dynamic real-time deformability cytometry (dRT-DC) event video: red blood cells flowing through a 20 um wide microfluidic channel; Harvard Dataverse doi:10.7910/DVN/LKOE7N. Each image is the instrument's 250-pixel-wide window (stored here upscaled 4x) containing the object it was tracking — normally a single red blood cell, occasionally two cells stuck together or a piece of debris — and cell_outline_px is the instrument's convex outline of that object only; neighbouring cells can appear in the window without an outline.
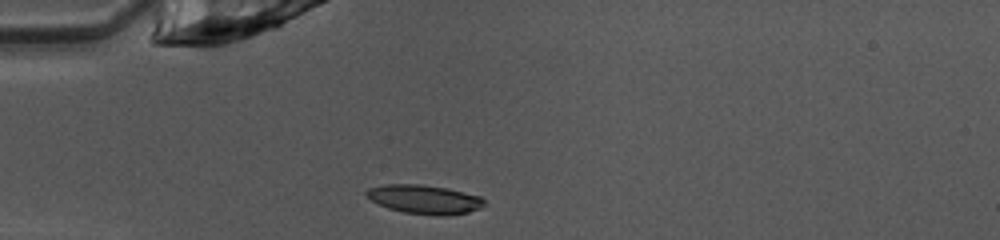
{"species": "common noctule bat (a hibernating species)", "species_latin": "Nyctalus noctula", "temperature_condition": "warm", "stored_images_in_passage": 37, "camera_frame_rate_fps": 3000, "um_per_image_px": 0.085, "animal": {"sex": "female", "body_mass_g": 10.0, "forearm_length_mm": 53.1}, "frame": {"image": 1, "passage_image": 1, "time_ms": 0.0, "image_size_px": [1000, 240], "cell_outline_px": [[484, 204], [480, 208], [468, 212], [444, 216], [436, 216], [404, 212], [388, 208], [372, 200], [364, 192], [368, 188], [384, 184], [420, 184], [448, 188], [480, 196], [484, 200]], "centroid_in_image_um": [36.08, 16.94], "position_along_channel_um": 48.9, "area_um2": 19.83}}
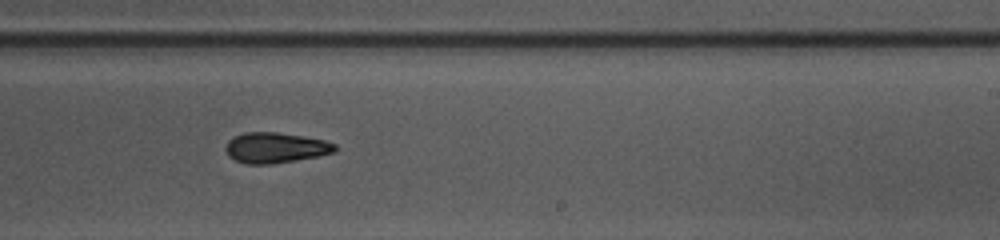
{"frame": {"image": 2, "passage_image": 18, "time_ms": 5.667, "image_size_px": [1000, 240], "cell_outline_px": [[336, 152], [316, 156], [272, 164], [244, 164], [228, 156], [224, 148], [228, 140], [232, 136], [244, 132], [276, 132], [304, 136], [324, 140], [336, 144]], "centroid_in_image_um": [23.37, 12.55], "position_along_channel_um": 265.6, "area_um2": 19.54}}
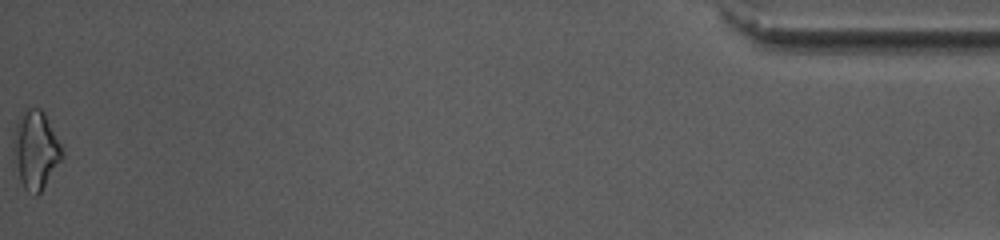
{"frame": {"image": 3, "passage_image": 37, "time_ms": 12.0, "image_size_px": [1000, 240], "cell_outline_px": [[64, 156], [40, 192], [36, 196], [24, 188], [12, 168], [12, 152], [16, 124], [24, 108], [40, 108], [44, 112], [64, 152]], "centroid_in_image_um": [2.98, 12.77], "position_along_channel_um": 432.2, "area_um2": 22.43}, "authors_computed_cell_mechanics": {"area_um2": 19.5364, "velocity_mm_per_s": 4.0645, "shape_relaxation_time_tau1_ms": 6.2611, "shape_relaxation_time_tau2_ms": 5.0564, "deformation_change_tau1": 0.1478, "deformation_change_tau2": 0.1376}}